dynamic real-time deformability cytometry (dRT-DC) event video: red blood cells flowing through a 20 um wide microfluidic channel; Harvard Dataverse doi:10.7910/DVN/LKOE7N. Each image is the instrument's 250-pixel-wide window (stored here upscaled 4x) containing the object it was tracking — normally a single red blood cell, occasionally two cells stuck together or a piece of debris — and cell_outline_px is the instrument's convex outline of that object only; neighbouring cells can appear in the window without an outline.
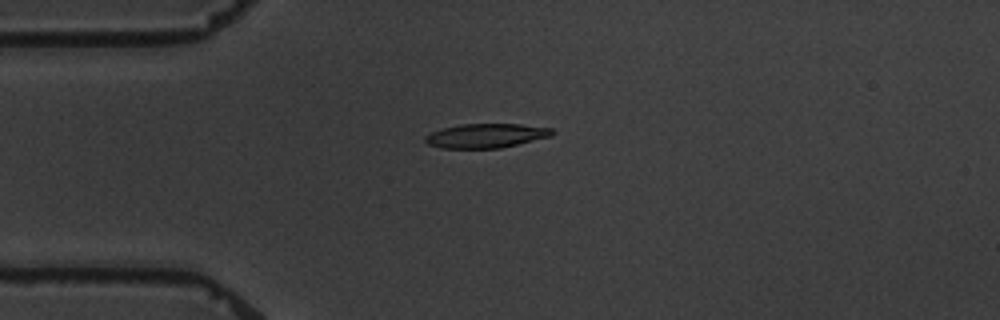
{"species": "common noctule bat (a hibernating species)", "species_latin": "Nyctalus noctula", "temperature_condition": "warm", "stored_images_in_passage": 2, "camera_frame_rate_fps": 3000, "um_per_image_px": 0.085, "animal": {"sex": "male", "body_mass_g": 19.5, "forearm_length_mm": 54.6}, "frame": {"image": 1, "passage_image": 1, "time_ms": 0.0, "image_size_px": [1000, 320], "cell_outline_px": [[556, 132], [552, 136], [500, 148], [440, 148], [428, 144], [424, 140], [424, 136], [440, 128], [460, 124], [520, 124], [552, 128]], "centroid_in_image_um": [41.31, 11.53], "position_along_channel_um": 43.7, "area_um2": 18.03}}